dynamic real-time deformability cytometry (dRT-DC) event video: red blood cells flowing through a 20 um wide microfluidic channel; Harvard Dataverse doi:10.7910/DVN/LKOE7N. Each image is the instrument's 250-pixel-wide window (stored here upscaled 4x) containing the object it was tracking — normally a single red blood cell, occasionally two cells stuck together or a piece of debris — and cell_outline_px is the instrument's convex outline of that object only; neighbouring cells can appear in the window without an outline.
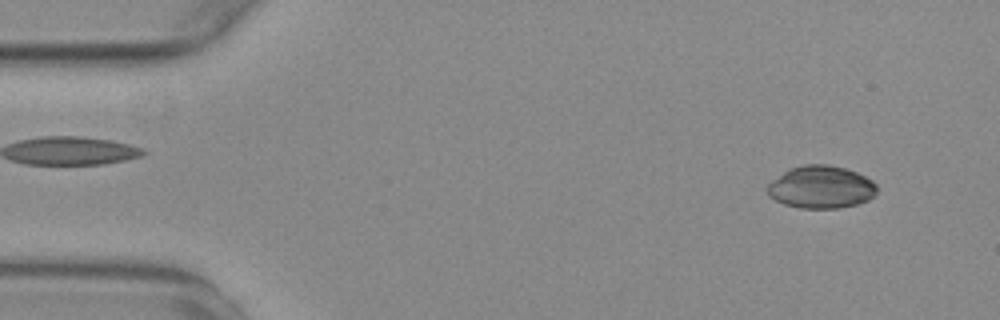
{"species": "common noctule bat (a hibernating species)", "species_latin": "Nyctalus noctula", "temperature_condition": "warm", "stored_images_in_passage": 12, "camera_frame_rate_fps": 3000, "um_per_image_px": 0.085, "animal": {"sex": "female", "body_mass_g": 29.2, "forearm_length_mm": 56.3}, "frame": {"image": 1, "passage_image": 4, "time_ms": 1.0, "image_size_px": [1000, 320], "cell_outline_px": [[876, 192], [868, 200], [856, 204], [840, 208], [800, 208], [784, 204], [768, 196], [764, 188], [772, 180], [788, 168], [804, 164], [828, 164], [844, 168], [856, 172], [872, 180], [876, 184]], "centroid_in_image_um": [69.74, 15.9], "position_along_channel_um": 15.3, "area_um2": 27.34}}